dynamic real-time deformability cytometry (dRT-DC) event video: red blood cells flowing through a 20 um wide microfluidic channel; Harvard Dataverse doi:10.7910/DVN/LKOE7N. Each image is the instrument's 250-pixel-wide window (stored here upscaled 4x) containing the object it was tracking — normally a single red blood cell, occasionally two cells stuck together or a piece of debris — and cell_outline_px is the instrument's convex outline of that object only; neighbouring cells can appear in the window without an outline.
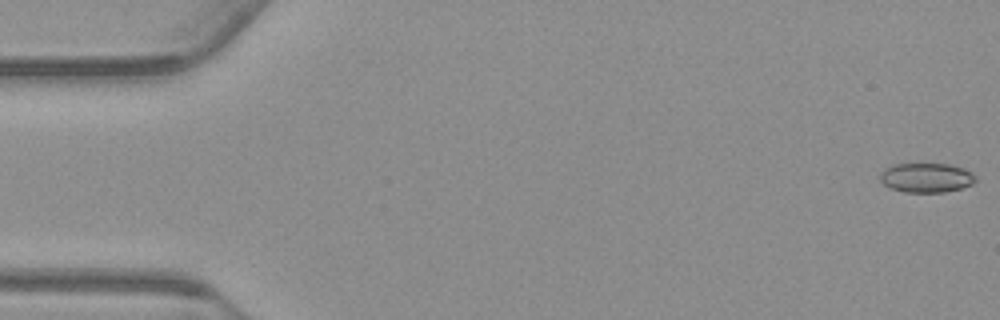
{"species": "common noctule bat (a hibernating species)", "species_latin": "Nyctalus noctula", "temperature_condition": "warm", "stored_images_in_passage": 55, "camera_frame_rate_fps": 3000, "um_per_image_px": 0.085, "animal": {"sex": "male", "body_mass_g": 23.1, "forearm_length_mm": 52.7}, "frame": {"image": 1, "passage_image": 1, "time_ms": 0.0, "image_size_px": [1000, 320], "cell_outline_px": [[976, 180], [972, 184], [960, 188], [944, 192], [904, 192], [892, 188], [884, 184], [880, 180], [880, 172], [884, 168], [892, 164], [948, 164], [964, 168], [972, 172], [976, 176]], "centroid_in_image_um": [78.73, 15.09], "position_along_channel_um": 6.3, "area_um2": 16.42}}
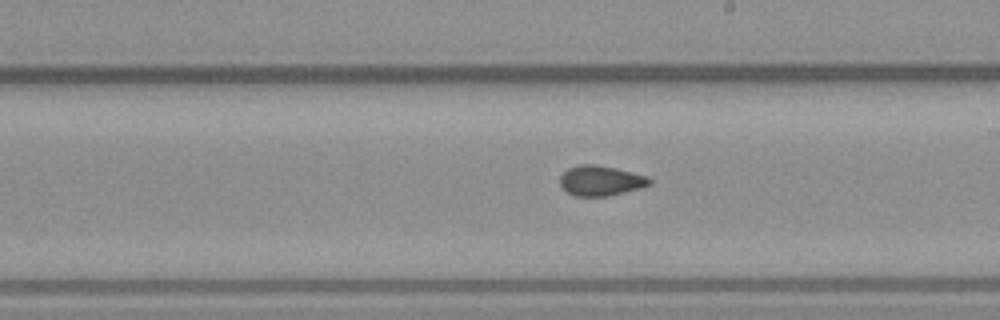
{"frame": {"image": 2, "passage_image": 31, "time_ms": 10.0, "image_size_px": [1000, 320], "cell_outline_px": [[652, 184], [640, 188], [608, 196], [576, 196], [560, 188], [560, 176], [568, 168], [580, 164], [596, 164], [616, 168], [648, 176], [652, 180]], "centroid_in_image_um": [51.06, 15.35], "position_along_channel_um": 237.9, "area_um2": 15.84}}
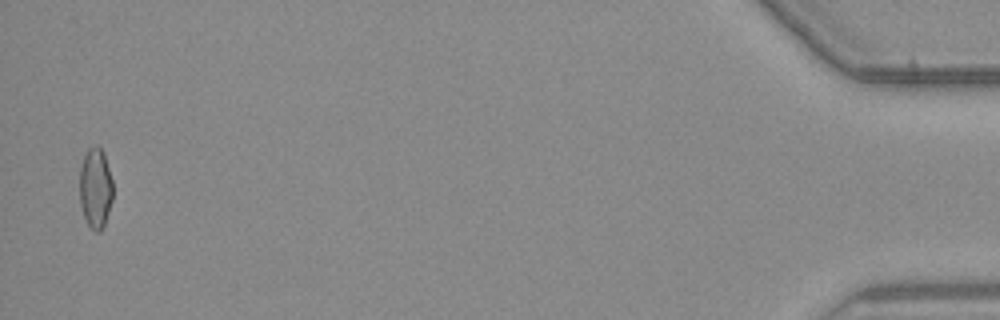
{"frame": {"image": 3, "passage_image": 54, "time_ms": 17.667, "image_size_px": [1000, 320], "cell_outline_px": [[112, 200], [104, 224], [100, 232], [96, 232], [88, 224], [84, 216], [80, 204], [80, 168], [84, 156], [88, 148], [96, 144], [104, 152], [112, 180]], "centroid_in_image_um": [8.11, 15.96], "position_along_channel_um": 427.1, "area_um2": 15.49}, "authors_computed_cell_mechanics": {"area_um2": 15.9528, "velocity_mm_per_s": 3.7727, "shape_relaxation_time_tau1_ms": 7.1472, "shape_relaxation_time_tau2_ms": 1.8235, "deformation_change_tau1": 0.1185, "deformation_change_tau2": 0.0599}}